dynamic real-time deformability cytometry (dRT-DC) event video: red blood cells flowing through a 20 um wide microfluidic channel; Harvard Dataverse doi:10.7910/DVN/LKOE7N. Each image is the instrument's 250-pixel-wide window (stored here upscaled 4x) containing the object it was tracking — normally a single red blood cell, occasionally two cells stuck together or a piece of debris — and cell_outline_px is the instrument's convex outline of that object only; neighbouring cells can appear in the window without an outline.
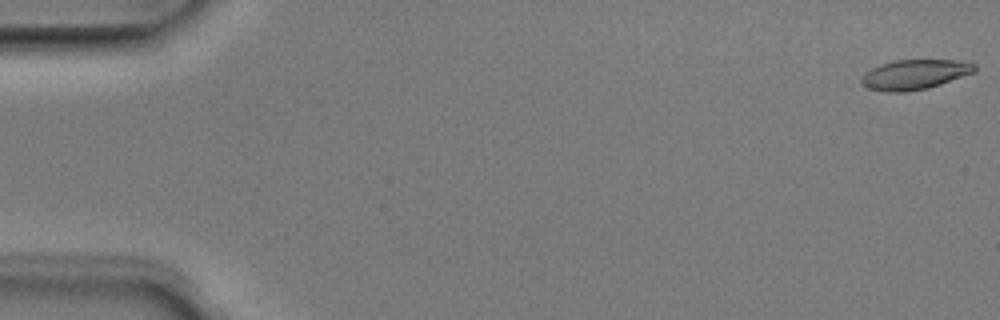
{"species": "Egyptian fruit bat (a non-hibernating species)", "species_latin": "Rousettus aegyptiacus", "temperature_condition": "room temperature", "stored_images_in_passage": 5, "camera_frame_rate_fps": 3000, "um_per_image_px": 0.085, "animal": {"sex": "male"}, "frame": {"image": 1, "passage_image": 1, "time_ms": 0.0, "image_size_px": [1000, 320], "cell_outline_px": [[976, 72], [928, 88], [904, 92], [884, 92], [868, 88], [860, 84], [860, 76], [864, 72], [880, 64], [896, 60], [972, 60], [976, 64]], "centroid_in_image_um": [77.76, 6.32], "position_along_channel_um": 7.2, "area_um2": 20.11}}
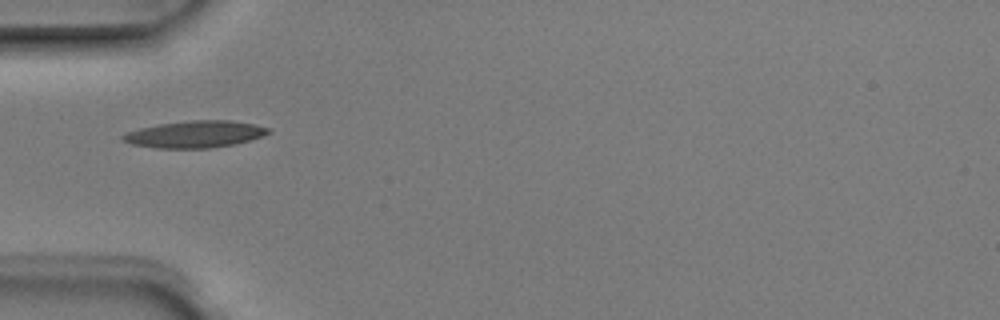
{"frame": {"image": 2, "passage_image": 5, "time_ms": 1.333, "image_size_px": [1000, 320], "cell_outline_px": [[272, 132], [248, 140], [232, 144], [208, 148], [156, 148], [132, 144], [120, 140], [120, 136], [124, 132], [140, 128], [160, 124], [188, 120], [228, 120], [256, 124], [272, 128]], "centroid_in_image_um": [16.54, 11.4], "position_along_channel_um": 68.5, "area_um2": 22.83}}